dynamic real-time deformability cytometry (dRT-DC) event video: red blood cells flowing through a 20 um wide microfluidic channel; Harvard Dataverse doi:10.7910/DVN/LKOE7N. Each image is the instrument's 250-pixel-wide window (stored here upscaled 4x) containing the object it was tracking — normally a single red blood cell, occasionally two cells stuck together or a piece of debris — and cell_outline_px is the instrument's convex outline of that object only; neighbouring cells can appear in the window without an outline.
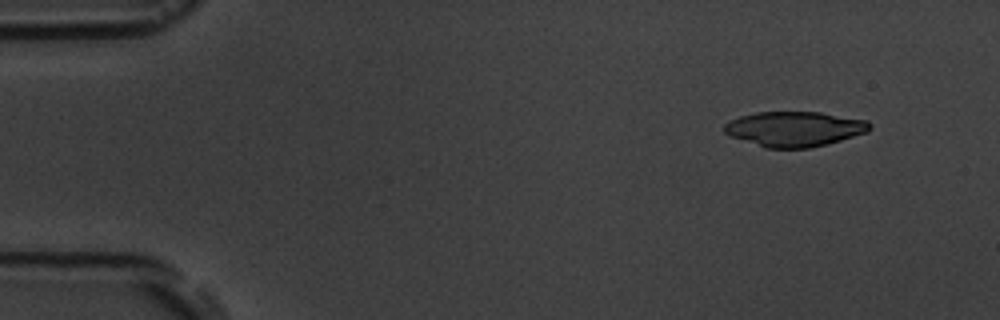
{"species": "common noctule bat (a hibernating species)", "species_latin": "Nyctalus noctula", "temperature_condition": "room temperature", "stored_images_in_passage": 5, "segment_of_instrument_passage": [2, 2], "camera_frame_rate_fps": 3000, "um_per_image_px": 0.085, "animal": {"sex": "male", "body_mass_g": 19.5, "forearm_length_mm": 54.6}, "frame": {"image": 1, "passage_image": 5, "time_ms": 5.667, "image_size_px": [1000, 320], "cell_outline_px": [[872, 128], [868, 132], [840, 140], [808, 148], [764, 148], [732, 136], [724, 132], [724, 124], [728, 120], [740, 116], [756, 112], [820, 112], [868, 120], [872, 124]], "centroid_in_image_um": [67.54, 10.95], "position_along_channel_um": 17.5, "area_um2": 29.71}}